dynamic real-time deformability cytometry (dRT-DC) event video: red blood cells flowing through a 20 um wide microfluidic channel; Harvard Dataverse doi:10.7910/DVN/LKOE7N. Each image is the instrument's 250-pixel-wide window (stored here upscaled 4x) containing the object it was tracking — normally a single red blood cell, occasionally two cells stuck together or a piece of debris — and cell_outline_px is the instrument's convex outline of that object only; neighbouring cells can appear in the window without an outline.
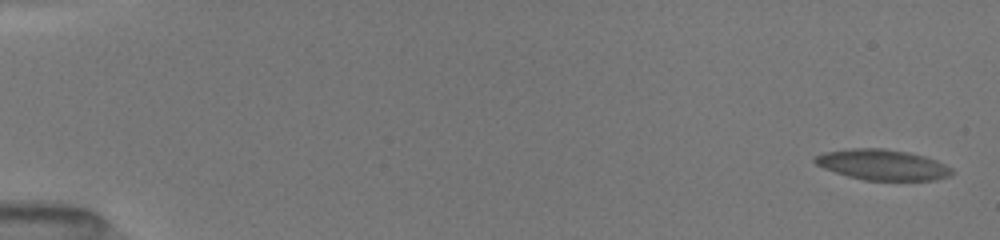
{"species": "common noctule bat (a hibernating species)", "species_latin": "Nyctalus noctula", "temperature_condition": "room temperature", "stored_images_in_passage": 25, "camera_frame_rate_fps": 3000, "um_per_image_px": 0.085, "animal": {"sex": "female", "body_mass_g": 19.5, "forearm_length_mm": 54.1}, "frame": {"image": 1, "passage_image": 1, "time_ms": 0.0, "image_size_px": [1000, 240], "cell_outline_px": [[952, 172], [948, 176], [928, 180], [864, 180], [848, 176], [836, 172], [816, 164], [812, 160], [816, 156], [828, 152], [856, 148], [880, 148], [920, 156], [932, 160], [948, 168]], "centroid_in_image_um": [74.91, 14.02], "position_along_channel_um": 10.1, "area_um2": 23.18}}
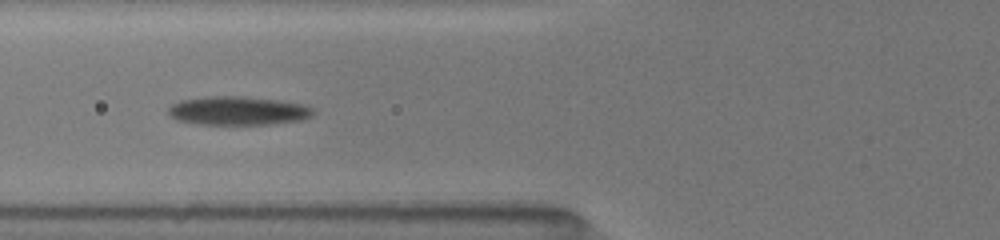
{"frame": {"image": 2, "passage_image": 18, "time_ms": 6.667, "image_size_px": [1000, 240], "cell_outline_px": [[312, 116], [300, 120], [272, 124], [196, 124], [180, 120], [172, 116], [168, 112], [168, 108], [172, 104], [180, 100], [208, 96], [244, 96], [276, 100], [300, 104], [312, 108]], "centroid_in_image_um": [20.2, 9.41], "position_along_channel_um": 105.6, "area_um2": 23.93}}
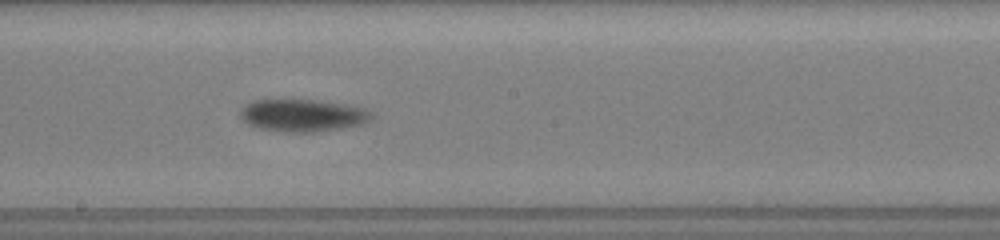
{"frame": {"image": 3, "passage_image": 25, "time_ms": 9.667, "image_size_px": [1000, 240], "cell_outline_px": [[372, 116], [368, 120], [356, 124], [340, 128], [312, 132], [288, 132], [264, 128], [248, 124], [244, 120], [240, 112], [248, 104], [256, 100], [312, 100], [340, 104], [360, 108], [368, 112]], "centroid_in_image_um": [25.67, 9.81], "position_along_channel_um": 222.5, "area_um2": 23.52}}